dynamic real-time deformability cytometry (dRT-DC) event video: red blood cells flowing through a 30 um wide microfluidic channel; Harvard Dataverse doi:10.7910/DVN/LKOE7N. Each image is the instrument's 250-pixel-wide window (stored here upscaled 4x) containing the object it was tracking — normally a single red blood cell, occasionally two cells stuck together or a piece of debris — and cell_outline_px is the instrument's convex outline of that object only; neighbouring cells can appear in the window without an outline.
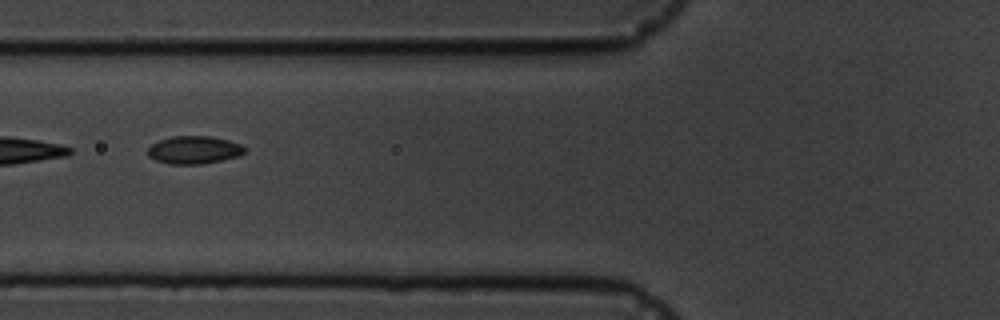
{"species": "common noctule bat (a hibernating species)", "species_latin": "Nyctalus noctula", "temperature_condition": "cold", "stored_images_in_passage": 5, "camera_frame_rate_fps": 3000, "um_per_image_px": 0.085, "animal": {"sex": "male", "body_mass_g": 19.5, "forearm_length_mm": 54.6}, "frame": {"image": 1, "passage_image": 2, "time_ms": 1.333, "image_size_px": [1000, 320], "cell_outline_px": [[244, 152], [240, 156], [204, 164], [172, 164], [156, 160], [148, 156], [148, 148], [152, 144], [160, 140], [172, 136], [212, 136], [228, 140], [240, 144], [244, 148]], "centroid_in_image_um": [16.5, 12.74], "position_along_channel_um": 109.3, "area_um2": 15.66}}
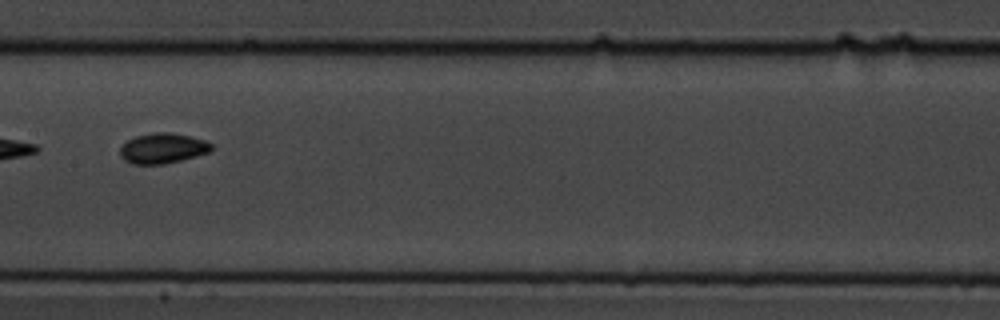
{"frame": {"image": 2, "passage_image": 4, "time_ms": 3.667, "image_size_px": [1000, 320], "cell_outline_px": [[212, 148], [208, 152], [196, 156], [164, 164], [132, 164], [124, 160], [120, 156], [120, 148], [128, 140], [136, 136], [156, 132], [172, 132], [192, 136], [204, 140], [212, 144]], "centroid_in_image_um": [13.82, 12.6], "position_along_channel_um": 193.6, "area_um2": 16.07}}
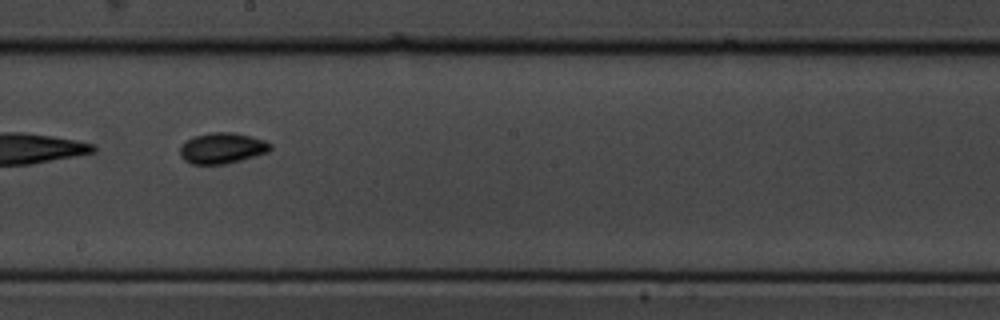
{"frame": {"image": 3, "passage_image": 5, "time_ms": 4.667, "image_size_px": [1000, 320], "cell_outline_px": [[272, 148], [268, 152], [240, 160], [224, 164], [192, 164], [184, 160], [180, 156], [180, 148], [184, 140], [192, 136], [208, 132], [236, 132], [264, 140], [272, 144]], "centroid_in_image_um": [18.85, 12.57], "position_along_channel_um": 229.3, "area_um2": 16.42}}